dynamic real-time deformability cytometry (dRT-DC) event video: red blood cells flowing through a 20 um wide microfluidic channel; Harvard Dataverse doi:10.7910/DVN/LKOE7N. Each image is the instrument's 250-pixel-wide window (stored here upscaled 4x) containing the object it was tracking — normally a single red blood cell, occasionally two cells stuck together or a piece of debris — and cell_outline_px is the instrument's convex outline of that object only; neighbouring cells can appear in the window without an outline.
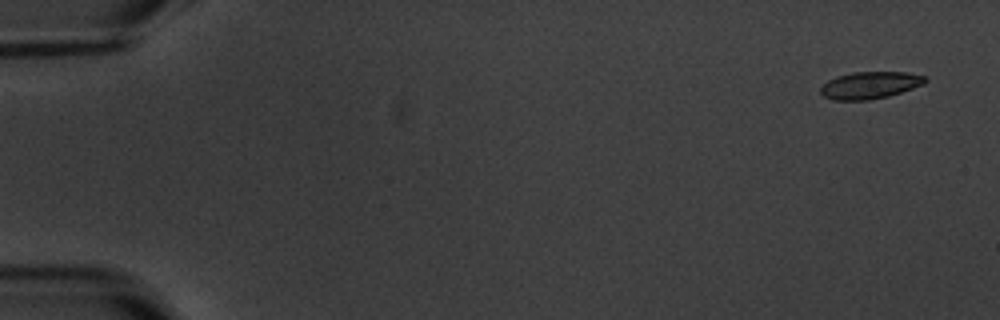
{"species": "common noctule bat (a hibernating species)", "species_latin": "Nyctalus noctula", "temperature_condition": "warm", "stored_images_in_passage": 5, "segment_of_instrument_passage": [1, 2], "camera_frame_rate_fps": 3000, "um_per_image_px": 0.085, "animal": {"sex": "male", "body_mass_g": 20.1, "forearm_length_mm": 53.5}, "frame": {"image": 1, "passage_image": 1, "time_ms": 0.0, "image_size_px": [1000, 320], "cell_outline_px": [[928, 80], [924, 84], [888, 96], [868, 100], [832, 100], [824, 96], [820, 92], [820, 88], [828, 80], [836, 76], [852, 72], [908, 72], [928, 76]], "centroid_in_image_um": [73.96, 7.23], "position_along_channel_um": 11.0, "area_um2": 16.59}}